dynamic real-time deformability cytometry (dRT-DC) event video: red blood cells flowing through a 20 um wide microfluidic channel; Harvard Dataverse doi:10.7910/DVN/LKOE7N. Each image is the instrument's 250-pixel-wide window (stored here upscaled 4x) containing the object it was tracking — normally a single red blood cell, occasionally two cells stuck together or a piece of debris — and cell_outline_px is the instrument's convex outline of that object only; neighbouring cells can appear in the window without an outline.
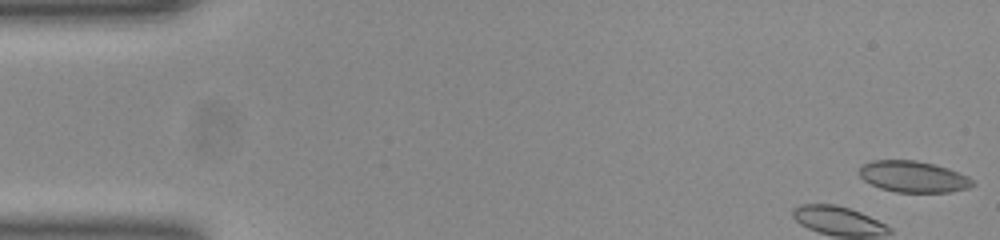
{"species": "common noctule bat (a hibernating species)", "species_latin": "Nyctalus noctula", "temperature_condition": "room temperature", "stored_images_in_passage": 14, "camera_frame_rate_fps": 3000, "um_per_image_px": 0.085, "animal": {"sex": "female", "body_mass_g": 23.0, "forearm_length_mm": 53.4}, "frame": {"image": 1, "passage_image": 1, "time_ms": 0.0, "image_size_px": [1000, 240], "cell_outline_px": [[976, 184], [968, 188], [952, 192], [896, 192], [880, 188], [864, 180], [860, 176], [860, 168], [864, 164], [872, 160], [916, 160], [936, 164], [948, 168], [968, 176]], "centroid_in_image_um": [77.66, 15.01], "position_along_channel_um": 7.3, "area_um2": 20.69}}